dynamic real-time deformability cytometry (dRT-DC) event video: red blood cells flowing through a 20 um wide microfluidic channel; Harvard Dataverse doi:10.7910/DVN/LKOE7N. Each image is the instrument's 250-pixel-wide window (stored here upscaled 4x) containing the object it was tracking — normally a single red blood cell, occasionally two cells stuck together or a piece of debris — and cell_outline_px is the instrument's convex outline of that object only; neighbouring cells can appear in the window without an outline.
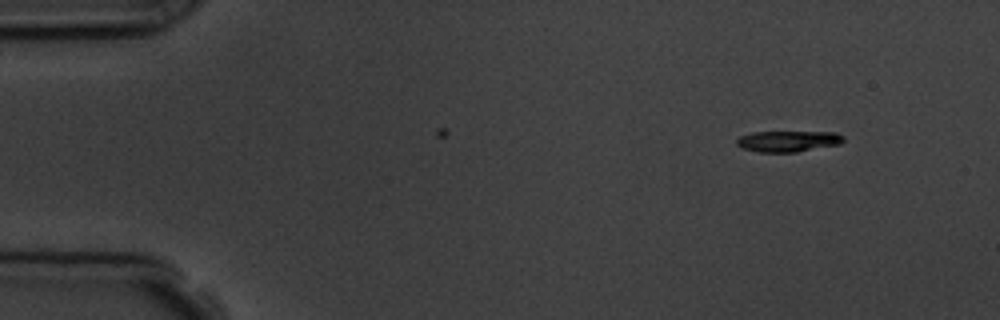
{"species": "common noctule bat (a hibernating species)", "species_latin": "Nyctalus noctula", "temperature_condition": "room temperature", "stored_images_in_passage": 3, "camera_frame_rate_fps": 3000, "um_per_image_px": 0.085, "animal": {"sex": "male", "body_mass_g": 19.5, "forearm_length_mm": 54.6}, "frame": {"image": 1, "passage_image": 1, "time_ms": 0.0, "image_size_px": [1000, 320], "cell_outline_px": [[844, 140], [840, 144], [796, 152], [756, 152], [744, 148], [736, 144], [736, 140], [740, 136], [752, 132], [836, 132], [844, 136]], "centroid_in_image_um": [66.99, 12.0], "position_along_channel_um": 18.0, "area_um2": 13.06}}